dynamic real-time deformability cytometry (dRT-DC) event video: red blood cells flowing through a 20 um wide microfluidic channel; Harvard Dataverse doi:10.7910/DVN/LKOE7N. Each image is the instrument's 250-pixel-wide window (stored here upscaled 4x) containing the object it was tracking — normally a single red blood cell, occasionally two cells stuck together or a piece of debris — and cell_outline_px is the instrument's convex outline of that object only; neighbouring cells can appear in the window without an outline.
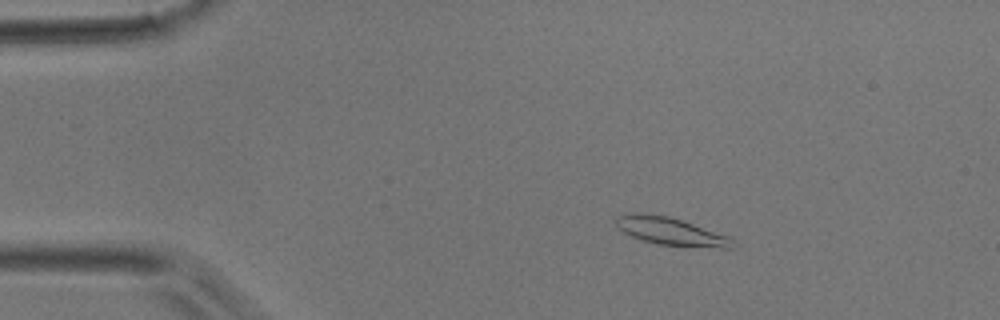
{"species": "common noctule bat (a hibernating species)", "species_latin": "Nyctalus noctula", "temperature_condition": "room temperature", "stored_images_in_passage": 4, "camera_frame_rate_fps": 3000, "um_per_image_px": 0.085, "animal": {"sex": "male", "body_mass_g": 17.9}, "frame": {"image": 1, "passage_image": 3, "time_ms": 0.667, "image_size_px": [1000, 320], "cell_outline_px": [[736, 240], [732, 248], [720, 248], [656, 244], [632, 236], [616, 228], [616, 216], [632, 212], [640, 212], [668, 216], [728, 236]], "centroid_in_image_um": [56.98, 19.66], "position_along_channel_um": 28.0, "area_um2": 18.73}}